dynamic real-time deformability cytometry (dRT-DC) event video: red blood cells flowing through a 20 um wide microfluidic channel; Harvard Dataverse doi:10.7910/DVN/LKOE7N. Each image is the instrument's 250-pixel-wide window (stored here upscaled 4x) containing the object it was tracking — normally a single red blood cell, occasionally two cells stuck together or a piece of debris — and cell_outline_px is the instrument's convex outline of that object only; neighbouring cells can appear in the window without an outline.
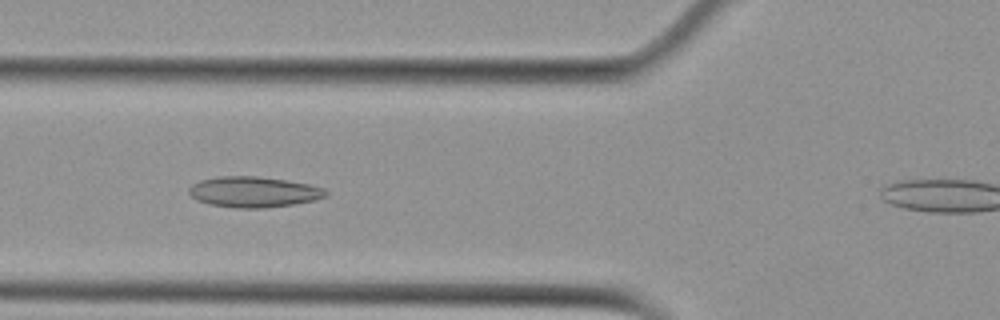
{"species": "Egyptian fruit bat (a non-hibernating species)", "species_latin": "Rousettus aegyptiacus", "temperature_condition": "cold", "stored_images_in_passage": 48, "camera_frame_rate_fps": 3000, "um_per_image_px": 0.085, "animal": {"sex": "female"}, "frame": {"image": 1, "passage_image": 21, "time_ms": 6.667, "image_size_px": [1000, 320], "cell_outline_px": [[328, 196], [312, 200], [292, 204], [264, 208], [236, 208], [208, 204], [196, 200], [188, 192], [188, 188], [192, 184], [200, 180], [216, 176], [256, 176], [284, 180], [308, 184], [324, 188], [328, 192]], "centroid_in_image_um": [21.52, 16.31], "position_along_channel_um": 104.3, "area_um2": 24.45}}
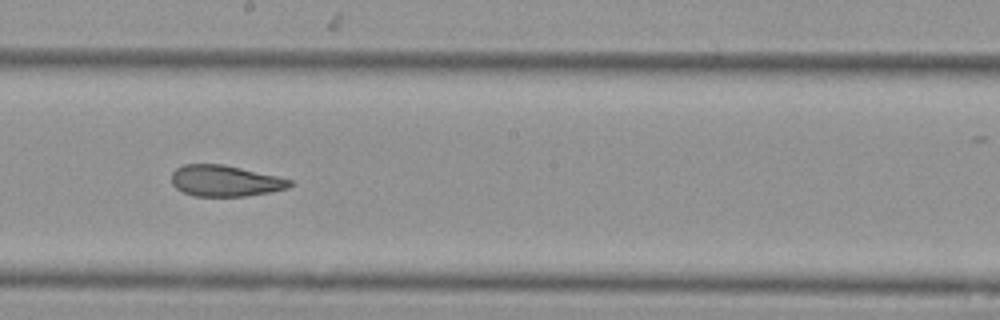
{"frame": {"image": 2, "passage_image": 31, "time_ms": 10.0, "image_size_px": [1000, 320], "cell_outline_px": [[292, 184], [288, 188], [272, 192], [244, 196], [196, 196], [184, 192], [176, 188], [172, 184], [172, 172], [176, 168], [184, 164], [224, 164], [276, 176], [292, 180]], "centroid_in_image_um": [19.13, 15.37], "position_along_channel_um": 229.1, "area_um2": 21.39}}
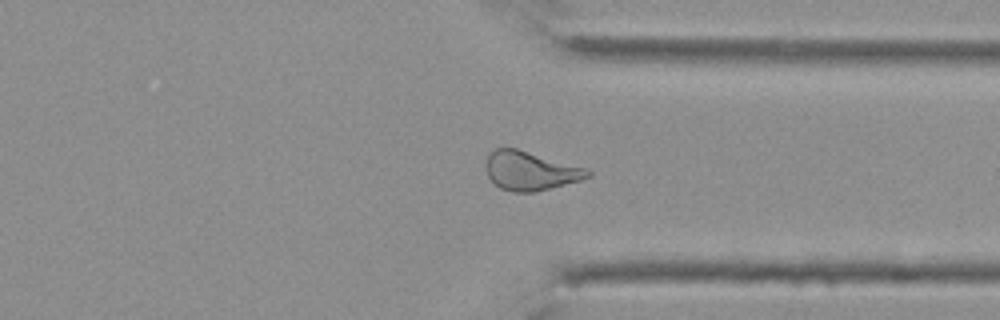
{"frame": {"image": 3, "passage_image": 42, "time_ms": 13.667, "image_size_px": [1000, 320], "cell_outline_px": [[592, 176], [580, 180], [532, 192], [512, 192], [500, 188], [488, 176], [484, 164], [488, 152], [496, 148], [516, 148], [588, 168], [592, 172]], "centroid_in_image_um": [45.06, 14.5], "position_along_channel_um": 366.3, "area_um2": 23.12}, "authors_computed_cell_mechanics": {"area_um2": 24.0737, "velocity_mm_per_s": 3.7479, "shape_relaxation_time_tau1_ms": null, "shape_relaxation_time_tau2_ms": 3.0439, "deformation_change_tau1": null, "deformation_change_tau2": 0.103}}